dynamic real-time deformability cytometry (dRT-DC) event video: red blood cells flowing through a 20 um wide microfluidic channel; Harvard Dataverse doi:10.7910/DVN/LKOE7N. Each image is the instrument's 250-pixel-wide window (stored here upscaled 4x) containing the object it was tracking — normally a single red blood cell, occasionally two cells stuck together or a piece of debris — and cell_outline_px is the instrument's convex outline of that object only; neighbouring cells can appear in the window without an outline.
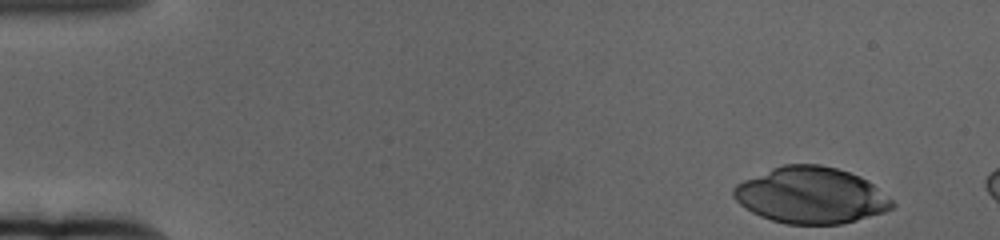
{"species": "human", "species_latin": "Homo sapiens", "temperature_condition": "cold", "stored_images_in_passage": 8, "camera_frame_rate_fps": 3000, "um_per_image_px": 0.085, "donor": {"sex": "female"}, "frame": {"image": 1, "passage_image": 1, "time_ms": 0.0, "image_size_px": [1000, 240], "cell_outline_px": [[896, 208], [884, 212], [856, 220], [840, 224], [784, 224], [760, 216], [752, 212], [740, 204], [732, 196], [732, 188], [736, 184], [744, 180], [772, 168], [784, 164], [820, 164], [836, 168], [860, 176], [868, 180], [892, 200], [896, 204]], "centroid_in_image_um": [68.93, 16.6], "position_along_channel_um": 16.1, "area_um2": 52.08}}